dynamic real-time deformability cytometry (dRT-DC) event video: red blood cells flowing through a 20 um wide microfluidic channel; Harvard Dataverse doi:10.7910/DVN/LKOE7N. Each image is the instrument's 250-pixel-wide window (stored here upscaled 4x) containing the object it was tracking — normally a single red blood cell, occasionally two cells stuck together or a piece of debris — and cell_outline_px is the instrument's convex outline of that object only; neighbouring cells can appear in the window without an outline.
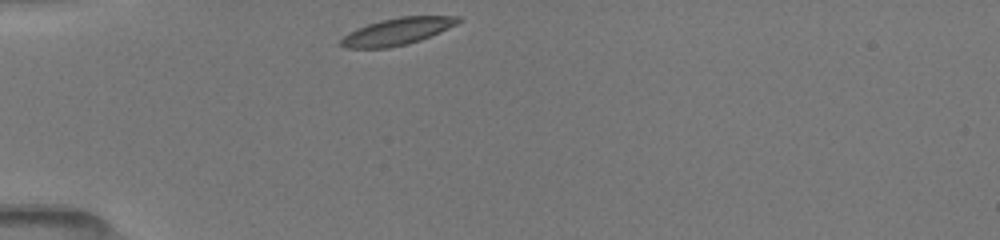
{"species": "common noctule bat (a hibernating species)", "species_latin": "Nyctalus noctula", "temperature_condition": "room temperature", "stored_images_in_passage": 33, "camera_frame_rate_fps": 3000, "um_per_image_px": 0.085, "animal": {"sex": "female", "body_mass_g": 19.5, "forearm_length_mm": 54.1}, "frame": {"image": 1, "passage_image": 1, "time_ms": 0.0, "image_size_px": [1000, 240], "cell_outline_px": [[464, 20], [440, 32], [420, 40], [408, 44], [388, 48], [344, 48], [340, 44], [340, 40], [348, 32], [356, 28], [380, 20], [400, 16], [460, 16]], "centroid_in_image_um": [33.76, 2.67], "position_along_channel_um": 51.2, "area_um2": 18.55}}
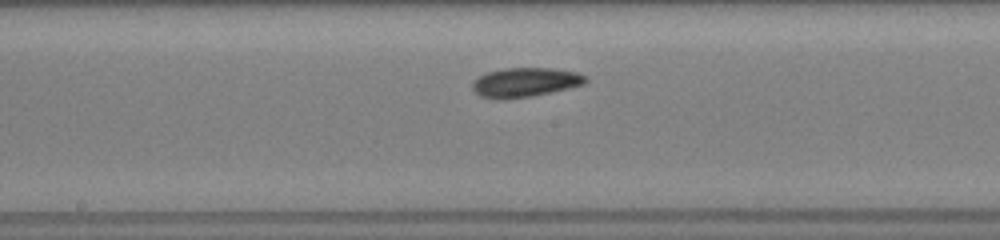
{"frame": {"image": 2, "passage_image": 14, "time_ms": 4.333, "image_size_px": [1000, 240], "cell_outline_px": [[588, 80], [584, 84], [568, 88], [532, 96], [504, 100], [496, 100], [480, 96], [472, 88], [472, 84], [480, 76], [488, 72], [504, 68], [552, 68], [576, 72], [588, 76]], "centroid_in_image_um": [44.65, 7.01], "position_along_channel_um": 203.6, "area_um2": 19.36}}
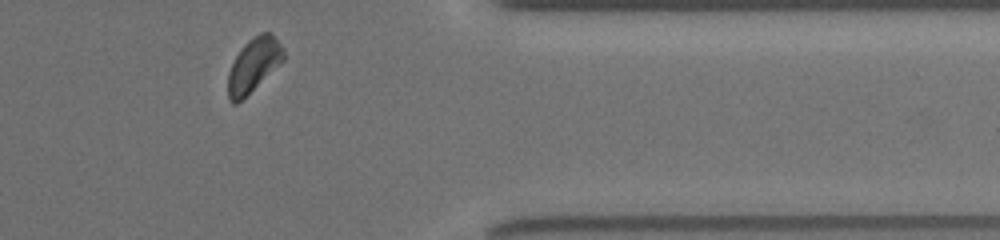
{"frame": {"image": 3, "passage_image": 29, "time_ms": 9.333, "image_size_px": [1000, 240], "cell_outline_px": [[284, 60], [236, 104], [232, 104], [228, 100], [228, 72], [236, 56], [244, 44], [248, 40], [260, 32], [272, 32], [280, 44], [284, 52]], "centroid_in_image_um": [21.55, 5.5], "position_along_channel_um": 389.9, "area_um2": 17.11}, "authors_computed_cell_mechanics": {"area_um2": 18.4382, "velocity_mm_per_s": 3.987, "shape_relaxation_time_tau1_ms": 2.722, "shape_relaxation_time_tau2_ms": 4.2009, "deformation_change_tau1": 0.0974, "deformation_change_tau2": 0.0999}}